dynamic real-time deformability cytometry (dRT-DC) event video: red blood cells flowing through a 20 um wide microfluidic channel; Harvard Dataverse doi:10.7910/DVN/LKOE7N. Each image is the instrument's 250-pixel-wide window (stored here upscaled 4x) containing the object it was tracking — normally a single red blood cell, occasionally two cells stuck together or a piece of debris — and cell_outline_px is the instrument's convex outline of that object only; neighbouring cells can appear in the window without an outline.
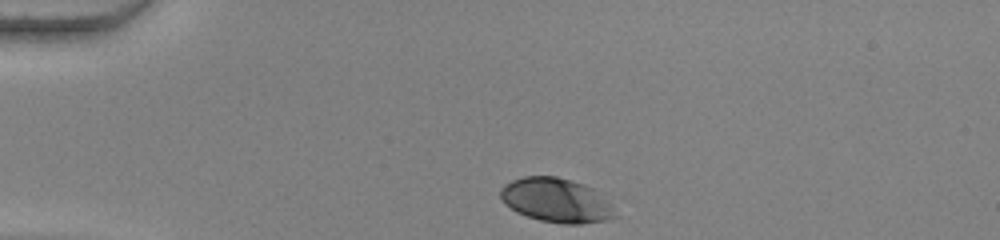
{"species": "human", "species_latin": "Homo sapiens", "temperature_condition": "warm", "stored_images_in_passage": 34, "camera_frame_rate_fps": 3000, "um_per_image_px": 0.085, "donor": {"sex": "female"}, "frame": {"image": 1, "passage_image": 1, "time_ms": 0.0, "image_size_px": [1000, 240], "cell_outline_px": [[616, 216], [608, 220], [580, 224], [564, 224], [540, 220], [516, 212], [504, 204], [500, 200], [500, 188], [504, 184], [512, 180], [524, 176], [556, 176], [584, 184], [592, 188], [612, 204]], "centroid_in_image_um": [47.26, 17.02], "position_along_channel_um": 37.7, "area_um2": 29.65}}
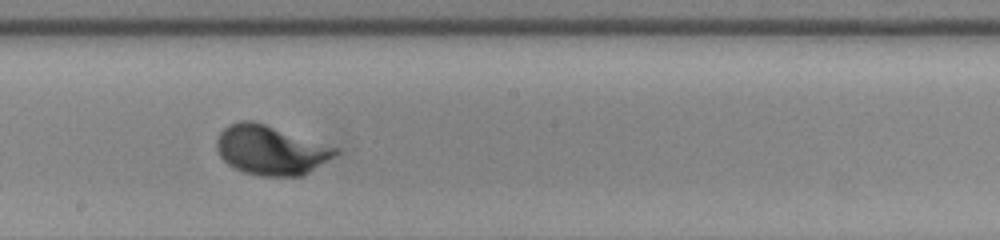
{"frame": {"image": 2, "passage_image": 20, "time_ms": 6.333, "image_size_px": [1000, 240], "cell_outline_px": [[340, 152], [304, 176], [260, 176], [244, 172], [228, 164], [220, 156], [216, 148], [216, 140], [220, 132], [228, 124], [240, 120], [252, 120], [340, 148]], "centroid_in_image_um": [23.02, 12.76], "position_along_channel_um": 225.2, "area_um2": 34.28}}
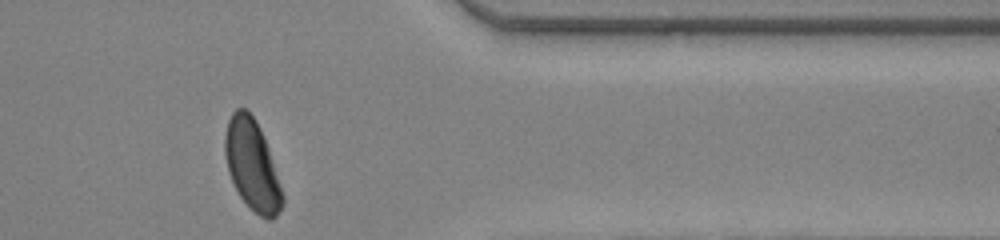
{"frame": {"image": 3, "passage_image": 34, "time_ms": 11.0, "image_size_px": [1000, 240], "cell_outline_px": [[284, 204], [276, 216], [272, 220], [268, 220], [260, 216], [240, 196], [228, 172], [224, 152], [224, 136], [228, 120], [232, 112], [236, 108], [244, 108], [256, 120], [260, 128], [268, 148], [284, 196]], "centroid_in_image_um": [21.42, 14.03], "position_along_channel_um": 390.0, "area_um2": 30.0}, "authors_computed_cell_mechanics": {"area_um2": 31.1831, "velocity_mm_per_s": 3.7832, "shape_relaxation_time_tau1_ms": 1.668, "shape_relaxation_time_tau2_ms": null, "deformation_change_tau1": 0.1167, "deformation_change_tau2": null}}